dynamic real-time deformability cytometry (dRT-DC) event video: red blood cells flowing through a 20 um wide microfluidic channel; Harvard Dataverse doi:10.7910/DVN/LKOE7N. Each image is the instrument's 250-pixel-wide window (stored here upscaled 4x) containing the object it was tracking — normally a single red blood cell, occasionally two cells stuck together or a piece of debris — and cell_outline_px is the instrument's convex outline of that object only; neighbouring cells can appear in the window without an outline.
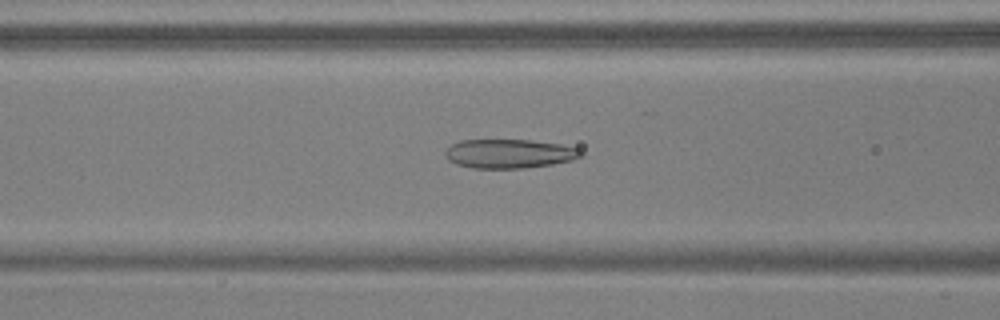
{"species": "common noctule bat (a hibernating species)", "species_latin": "Nyctalus noctula", "temperature_condition": "warm", "stored_images_in_passage": 52, "camera_frame_rate_fps": 3000, "um_per_image_px": 0.085, "animal": {"sex": "male", "body_mass_g": 17.9, "forearm_length_mm": 54.2}, "frame": {"image": 1, "passage_image": 20, "time_ms": 6.333, "image_size_px": [1000, 320], "cell_outline_px": [[584, 156], [572, 160], [552, 164], [524, 168], [472, 168], [456, 164], [448, 160], [444, 156], [444, 152], [452, 144], [460, 140], [528, 140], [560, 144], [580, 148]], "centroid_in_image_um": [43.29, 13.06], "position_along_channel_um": 123.3, "area_um2": 23.06}}
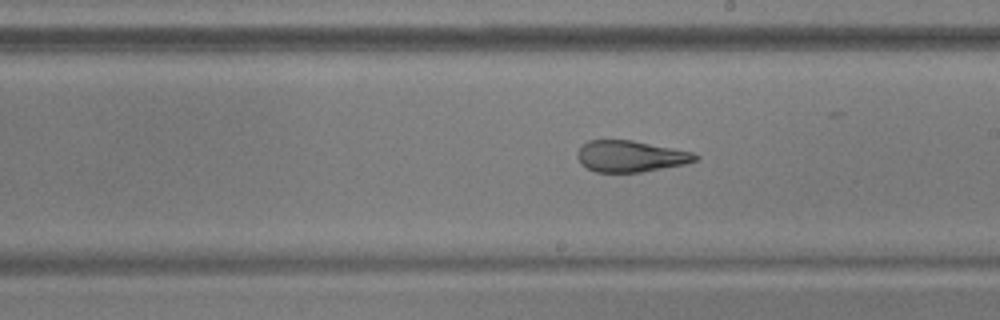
{"frame": {"image": 2, "passage_image": 29, "time_ms": 9.333, "image_size_px": [1000, 320], "cell_outline_px": [[700, 156], [696, 160], [684, 164], [640, 172], [596, 172], [580, 164], [576, 156], [576, 152], [588, 140], [632, 140], [692, 152]], "centroid_in_image_um": [53.56, 13.28], "position_along_channel_um": 235.4, "area_um2": 21.39}}
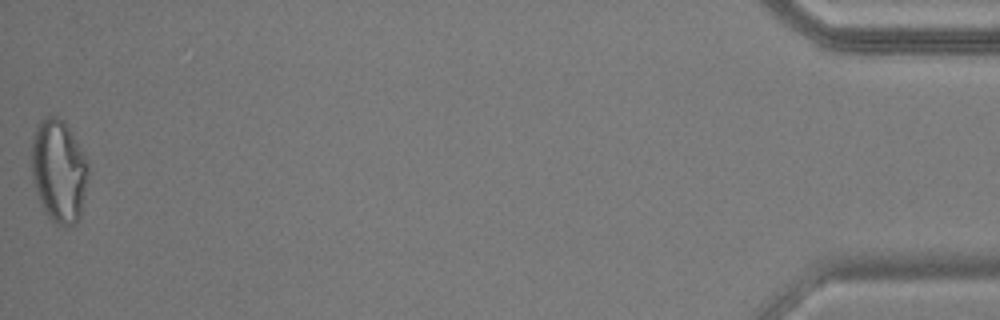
{"frame": {"image": 3, "passage_image": 52, "time_ms": 17.0, "image_size_px": [1000, 320], "cell_outline_px": [[88, 172], [80, 220], [72, 224], [56, 224], [44, 212], [36, 192], [32, 176], [32, 136], [36, 124], [40, 120], [48, 116], [56, 116], [64, 120], [88, 160]], "centroid_in_image_um": [4.99, 14.5], "position_along_channel_um": 430.2, "area_um2": 34.04}, "authors_computed_cell_mechanics": {"area_um2": 26.1545, "velocity_mm_per_s": 3.7368, "shape_relaxation_time_tau1_ms": null, "shape_relaxation_time_tau2_ms": 2.3457, "deformation_change_tau1": null, "deformation_change_tau2": 0.0945}}